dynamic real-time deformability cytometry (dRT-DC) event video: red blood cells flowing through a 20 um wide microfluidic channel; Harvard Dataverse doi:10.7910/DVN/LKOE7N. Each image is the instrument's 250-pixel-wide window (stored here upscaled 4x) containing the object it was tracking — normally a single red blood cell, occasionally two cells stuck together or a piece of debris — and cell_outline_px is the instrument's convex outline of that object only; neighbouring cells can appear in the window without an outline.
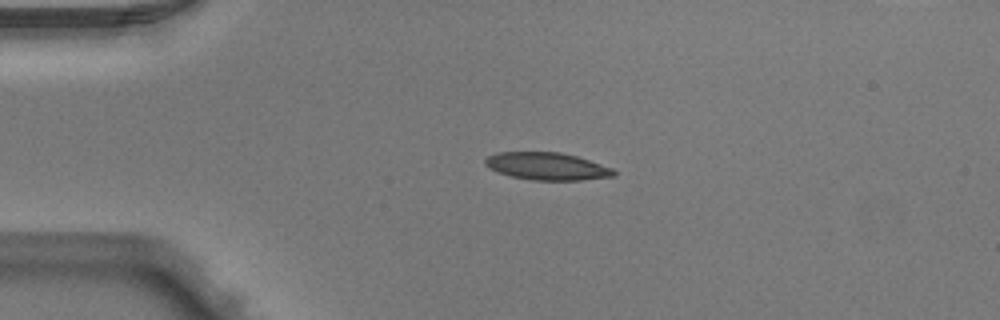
{"species": "Egyptian fruit bat (a non-hibernating species)", "species_latin": "Rousettus aegyptiacus", "temperature_condition": "warm", "stored_images_in_passage": 3, "camera_frame_rate_fps": 3000, "um_per_image_px": 0.085, "animal": {"sex": "male"}, "frame": {"image": 1, "passage_image": 2, "time_ms": 0.333, "image_size_px": [1000, 320], "cell_outline_px": [[616, 176], [580, 180], [532, 180], [512, 176], [488, 168], [484, 164], [484, 160], [488, 156], [496, 152], [560, 152], [576, 156], [612, 168], [616, 172]], "centroid_in_image_um": [46.48, 14.13], "position_along_channel_um": 38.5, "area_um2": 20.46}}